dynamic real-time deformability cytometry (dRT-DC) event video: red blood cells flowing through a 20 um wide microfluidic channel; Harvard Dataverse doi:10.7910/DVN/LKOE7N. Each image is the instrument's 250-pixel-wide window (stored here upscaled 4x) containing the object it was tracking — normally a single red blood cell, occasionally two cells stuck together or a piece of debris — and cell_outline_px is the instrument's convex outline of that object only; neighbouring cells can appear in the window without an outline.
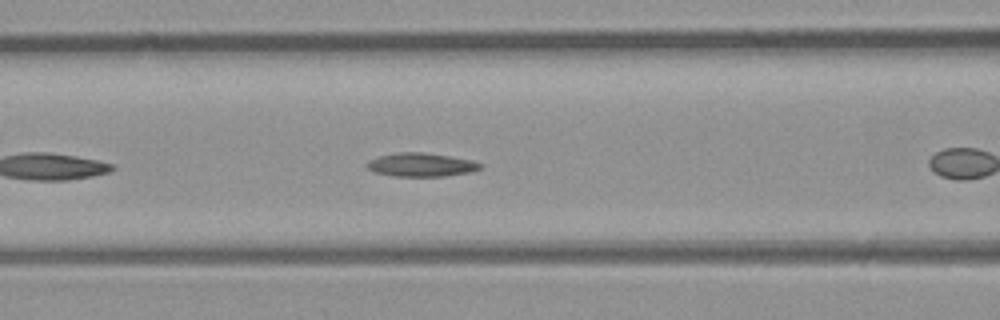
{"species": "common noctule bat (a hibernating species)", "species_latin": "Nyctalus noctula", "temperature_condition": "room temperature", "stored_images_in_passage": 34, "camera_frame_rate_fps": 3000, "um_per_image_px": 0.085, "animal": {"sex": "male", "body_mass_g": 23.1, "forearm_length_mm": 52.7}, "frame": {"image": 1, "passage_image": 10, "time_ms": 3.0, "image_size_px": [1000, 320], "cell_outline_px": [[484, 164], [480, 168], [468, 172], [444, 176], [396, 176], [376, 172], [368, 168], [364, 164], [380, 156], [400, 152], [420, 152], [448, 156], [472, 160]], "centroid_in_image_um": [35.81, 14.0], "position_along_channel_um": 130.8, "area_um2": 15.2}, "authors_computed_cell_mechanics": {"area_um2": 14.8546, "velocity_mm_per_s": 4.2672, "shape_relaxation_time_tau1_ms": null, "shape_relaxation_time_tau2_ms": 4.0995, "deformation_change_tau1": null, "deformation_change_tau2": 0.0827}}